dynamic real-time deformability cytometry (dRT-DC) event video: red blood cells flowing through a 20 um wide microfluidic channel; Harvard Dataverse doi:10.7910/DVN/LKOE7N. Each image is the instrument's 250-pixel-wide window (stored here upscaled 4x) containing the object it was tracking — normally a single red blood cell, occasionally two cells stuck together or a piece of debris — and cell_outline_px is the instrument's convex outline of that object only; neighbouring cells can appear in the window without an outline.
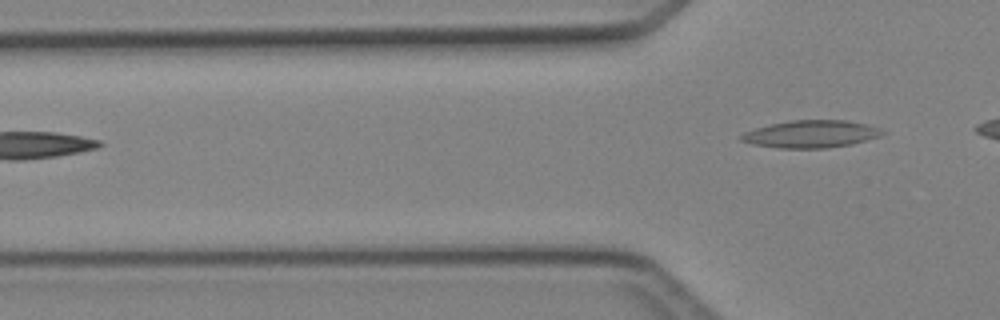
{"species": "Egyptian fruit bat (a non-hibernating species)", "species_latin": "Rousettus aegyptiacus", "temperature_condition": "cold", "stored_images_in_passage": 2, "camera_frame_rate_fps": 3000, "um_per_image_px": 0.085, "animal": {"sex": "female"}, "frame": {"image": 1, "passage_image": 2, "time_ms": 1.333, "image_size_px": [1000, 320], "cell_outline_px": [[884, 132], [876, 136], [852, 144], [824, 148], [780, 148], [752, 144], [740, 140], [740, 136], [744, 132], [756, 128], [788, 120], [844, 120], [864, 124], [880, 128]], "centroid_in_image_um": [68.87, 11.39], "position_along_channel_um": 56.9, "area_um2": 22.14}}